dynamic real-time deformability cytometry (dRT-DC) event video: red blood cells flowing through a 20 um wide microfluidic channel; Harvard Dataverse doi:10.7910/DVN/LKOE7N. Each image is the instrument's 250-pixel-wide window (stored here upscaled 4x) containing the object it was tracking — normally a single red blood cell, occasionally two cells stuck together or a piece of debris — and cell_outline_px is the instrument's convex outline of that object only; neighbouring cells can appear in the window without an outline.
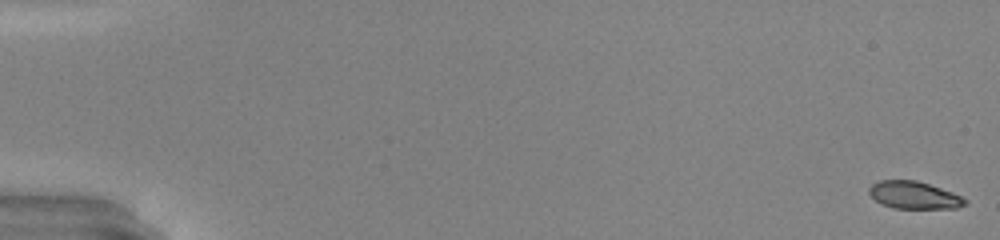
{"species": "common noctule bat (a hibernating species)", "species_latin": "Nyctalus noctula", "temperature_condition": "warm", "stored_images_in_passage": 51, "camera_frame_rate_fps": 3000, "um_per_image_px": 0.085, "animal": {"sex": "male", "body_mass_g": 20.0, "forearm_length_mm": 53.3}, "frame": {"image": 1, "passage_image": 1, "time_ms": 0.0, "image_size_px": [1000, 240], "cell_outline_px": [[968, 204], [956, 208], [892, 208], [880, 204], [868, 192], [868, 188], [872, 184], [880, 180], [916, 180], [952, 192], [968, 200]], "centroid_in_image_um": [77.68, 16.59], "position_along_channel_um": 7.3, "area_um2": 15.32}}
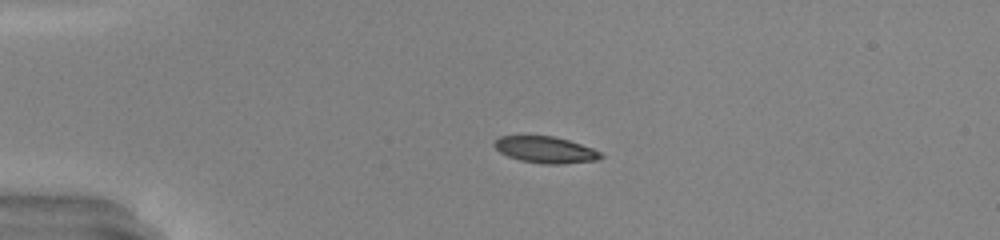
{"frame": {"image": 2, "passage_image": 13, "time_ms": 4.0, "image_size_px": [1000, 240], "cell_outline_px": [[604, 156], [596, 160], [560, 164], [544, 164], [520, 160], [508, 156], [500, 152], [492, 144], [500, 136], [552, 136], [568, 140], [592, 148], [600, 152]], "centroid_in_image_um": [46.35, 12.73], "position_along_channel_um": 38.6, "area_um2": 16.24}}
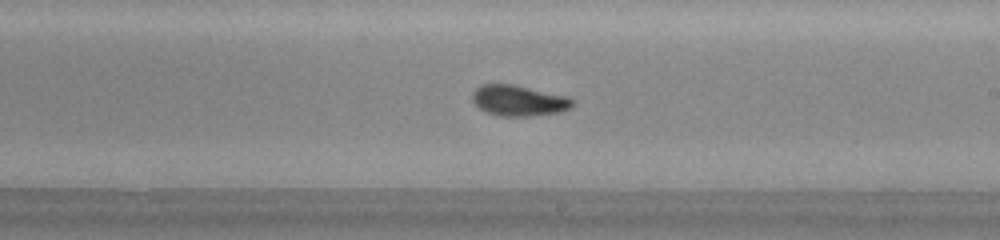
{"frame": {"image": 3, "passage_image": 31, "time_ms": 10.0, "image_size_px": [1000, 240], "cell_outline_px": [[572, 108], [560, 112], [528, 116], [500, 116], [488, 112], [480, 108], [472, 100], [472, 92], [480, 84], [512, 84], [568, 96], [572, 100]], "centroid_in_image_um": [44.08, 8.54], "position_along_channel_um": 244.9, "area_um2": 17.86}, "authors_computed_cell_mechanics": {"area_um2": 17.2244, "velocity_mm_per_s": 4.1912, "shape_relaxation_time_tau1_ms": 9.6629, "shape_relaxation_time_tau2_ms": 1.1576, "deformation_change_tau1": 0.3197, "deformation_change_tau2": 0.06}}